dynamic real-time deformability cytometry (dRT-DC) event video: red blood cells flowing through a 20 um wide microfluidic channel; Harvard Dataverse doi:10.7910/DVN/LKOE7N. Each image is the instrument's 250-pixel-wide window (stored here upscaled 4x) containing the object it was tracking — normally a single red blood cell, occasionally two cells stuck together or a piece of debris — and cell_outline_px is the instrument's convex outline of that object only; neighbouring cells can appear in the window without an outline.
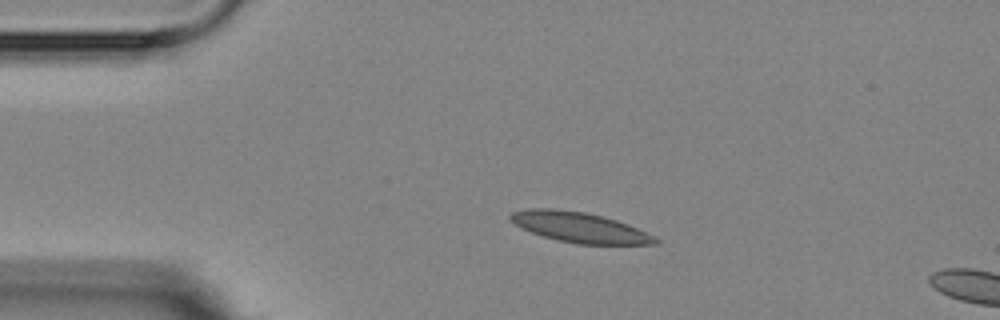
{"species": "Egyptian fruit bat (a non-hibernating species)", "species_latin": "Rousettus aegyptiacus", "temperature_condition": "room temperature", "stored_images_in_passage": 4, "camera_frame_rate_fps": 3000, "um_per_image_px": 0.085, "animal": {"sex": "female"}, "frame": {"image": 1, "passage_image": 2, "time_ms": 1.333, "image_size_px": [1000, 320], "cell_outline_px": [[660, 244], [576, 244], [544, 236], [532, 232], [508, 220], [508, 216], [512, 212], [528, 208], [552, 208], [584, 212], [616, 220], [628, 224], [660, 240]], "centroid_in_image_um": [49.24, 19.32], "position_along_channel_um": 35.8, "area_um2": 25.14}}